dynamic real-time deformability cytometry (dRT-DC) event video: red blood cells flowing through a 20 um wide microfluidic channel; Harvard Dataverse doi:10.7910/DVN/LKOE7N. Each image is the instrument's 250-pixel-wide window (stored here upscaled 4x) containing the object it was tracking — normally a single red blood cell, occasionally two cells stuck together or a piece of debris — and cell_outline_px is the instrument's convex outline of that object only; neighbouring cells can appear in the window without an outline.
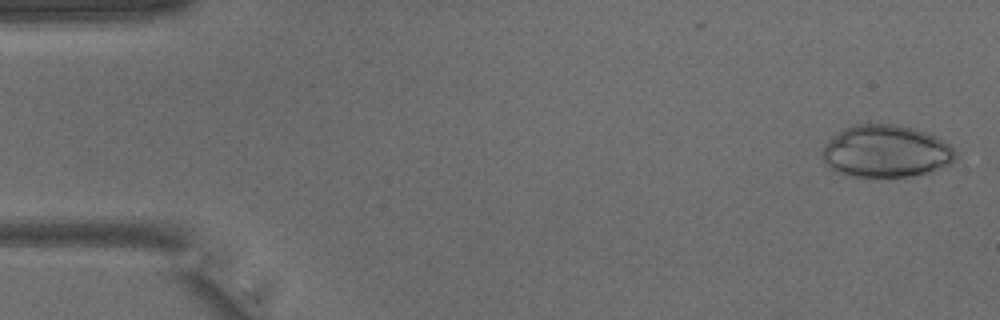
{"species": "common noctule bat (a hibernating species)", "species_latin": "Nyctalus noctula", "temperature_condition": "warm", "stored_images_in_passage": 40, "camera_frame_rate_fps": 3000, "um_per_image_px": 0.085, "animal": {"sex": "male", "body_mass_g": 15.6}, "frame": {"image": 1, "passage_image": 1, "time_ms": 0.0, "image_size_px": [1000, 320], "cell_outline_px": [[956, 160], [932, 172], [908, 176], [868, 180], [848, 176], [836, 172], [820, 156], [820, 152], [844, 128], [856, 124], [896, 124], [912, 128], [924, 132], [948, 144], [956, 152]], "centroid_in_image_um": [75.29, 12.92], "position_along_channel_um": 9.7, "area_um2": 40.81}}
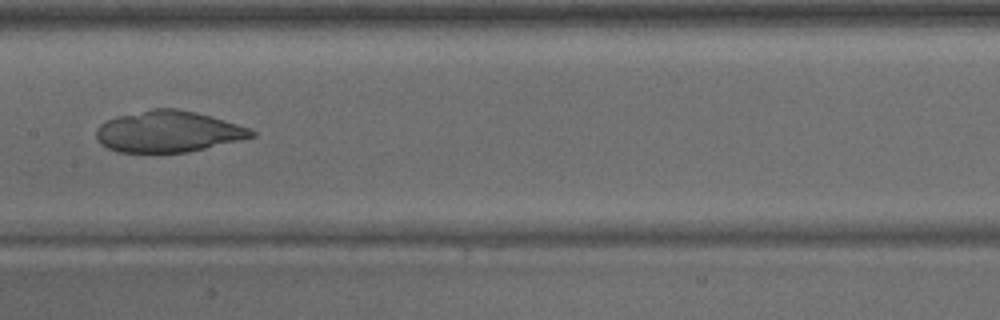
{"frame": {"image": 2, "passage_image": 20, "time_ms": 6.333, "image_size_px": [1000, 320], "cell_outline_px": [[256, 136], [240, 140], [188, 152], [116, 152], [100, 144], [96, 140], [96, 128], [100, 124], [116, 116], [152, 108], [176, 108], [196, 112], [212, 116], [248, 128], [256, 132]], "centroid_in_image_um": [14.26, 11.18], "position_along_channel_um": 193.1, "area_um2": 37.4}}
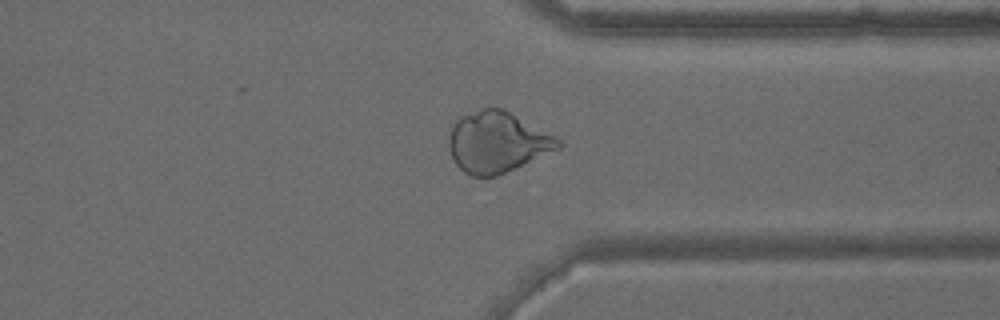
{"frame": {"image": 3, "passage_image": 31, "time_ms": 10.0, "image_size_px": [1000, 320], "cell_outline_px": [[564, 144], [560, 148], [496, 176], [472, 176], [464, 172], [452, 160], [448, 148], [448, 124], [452, 120], [460, 116], [480, 108], [504, 108], [560, 140]], "centroid_in_image_um": [42.17, 12.06], "position_along_channel_um": 369.2, "area_um2": 39.02}}